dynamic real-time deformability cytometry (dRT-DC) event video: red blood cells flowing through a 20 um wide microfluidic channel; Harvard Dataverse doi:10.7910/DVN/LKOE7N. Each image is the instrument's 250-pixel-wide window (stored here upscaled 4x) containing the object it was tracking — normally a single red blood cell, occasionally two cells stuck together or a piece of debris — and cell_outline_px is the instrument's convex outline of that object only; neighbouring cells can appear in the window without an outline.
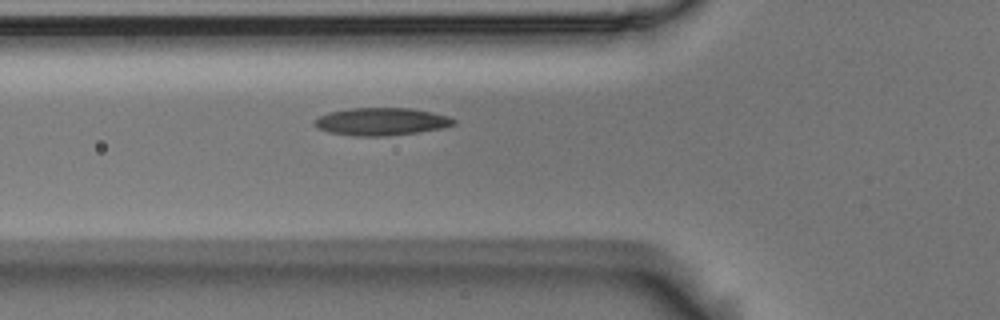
{"species": "Egyptian fruit bat (a non-hibernating species)", "species_latin": "Rousettus aegyptiacus", "temperature_condition": "room temperature", "stored_images_in_passage": 3, "segment_of_instrument_passage": [1, 2], "camera_frame_rate_fps": 3000, "um_per_image_px": 0.085, "animal": {"sex": "male"}, "frame": {"image": 1, "passage_image": 2, "time_ms": 0.333, "image_size_px": [1000, 320], "cell_outline_px": [[456, 124], [444, 128], [420, 132], [384, 136], [352, 136], [328, 132], [316, 128], [312, 124], [312, 120], [328, 112], [352, 108], [412, 108], [432, 112], [448, 116], [456, 120]], "centroid_in_image_um": [32.39, 10.34], "position_along_channel_um": 93.4, "area_um2": 22.72}}